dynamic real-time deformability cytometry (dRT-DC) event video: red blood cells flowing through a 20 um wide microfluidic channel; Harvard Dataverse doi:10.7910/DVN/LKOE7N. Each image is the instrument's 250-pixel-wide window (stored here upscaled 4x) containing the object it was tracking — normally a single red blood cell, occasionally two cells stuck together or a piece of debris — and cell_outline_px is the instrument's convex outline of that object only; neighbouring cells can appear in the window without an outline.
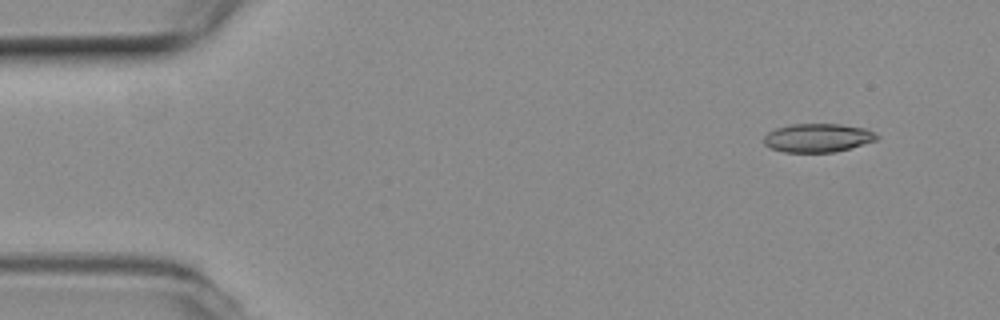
{"species": "common noctule bat (a hibernating species)", "species_latin": "Nyctalus noctula", "temperature_condition": "room temperature", "stored_images_in_passage": 11, "camera_frame_rate_fps": 3000, "um_per_image_px": 0.085, "animal": {"sex": "female", "body_mass_g": 19.3, "forearm_length_mm": 54.1}, "frame": {"image": 1, "passage_image": 1, "time_ms": 0.0, "image_size_px": [1000, 320], "cell_outline_px": [[880, 136], [876, 140], [836, 152], [784, 152], [772, 148], [764, 144], [764, 136], [768, 132], [776, 128], [792, 124], [840, 124], [868, 128]], "centroid_in_image_um": [69.53, 11.71], "position_along_channel_um": 15.5, "area_um2": 18.84}}